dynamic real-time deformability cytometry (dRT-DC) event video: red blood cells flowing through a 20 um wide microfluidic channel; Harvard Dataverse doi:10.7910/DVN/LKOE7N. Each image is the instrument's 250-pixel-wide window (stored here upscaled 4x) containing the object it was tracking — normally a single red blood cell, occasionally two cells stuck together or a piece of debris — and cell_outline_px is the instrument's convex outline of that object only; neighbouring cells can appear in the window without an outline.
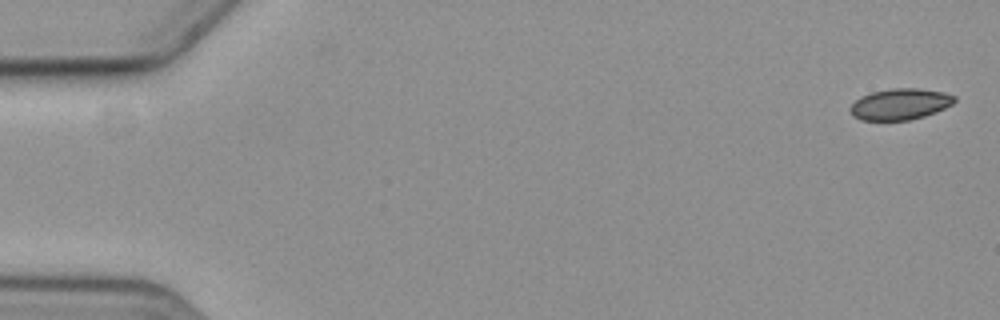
{"species": "common noctule bat (a hibernating species)", "species_latin": "Nyctalus noctula", "temperature_condition": "cold", "stored_images_in_passage": 4, "camera_frame_rate_fps": 3000, "um_per_image_px": 0.085, "animal": {"sex": "female", "body_mass_g": 19.3, "forearm_length_mm": 54.1}, "frame": {"image": 1, "passage_image": 1, "time_ms": 0.0, "image_size_px": [1000, 320], "cell_outline_px": [[956, 100], [952, 104], [936, 112], [924, 116], [908, 120], [860, 120], [852, 116], [848, 108], [860, 96], [872, 92], [892, 88], [920, 88], [944, 92], [956, 96]], "centroid_in_image_um": [76.49, 8.85], "position_along_channel_um": 8.5, "area_um2": 19.07}}